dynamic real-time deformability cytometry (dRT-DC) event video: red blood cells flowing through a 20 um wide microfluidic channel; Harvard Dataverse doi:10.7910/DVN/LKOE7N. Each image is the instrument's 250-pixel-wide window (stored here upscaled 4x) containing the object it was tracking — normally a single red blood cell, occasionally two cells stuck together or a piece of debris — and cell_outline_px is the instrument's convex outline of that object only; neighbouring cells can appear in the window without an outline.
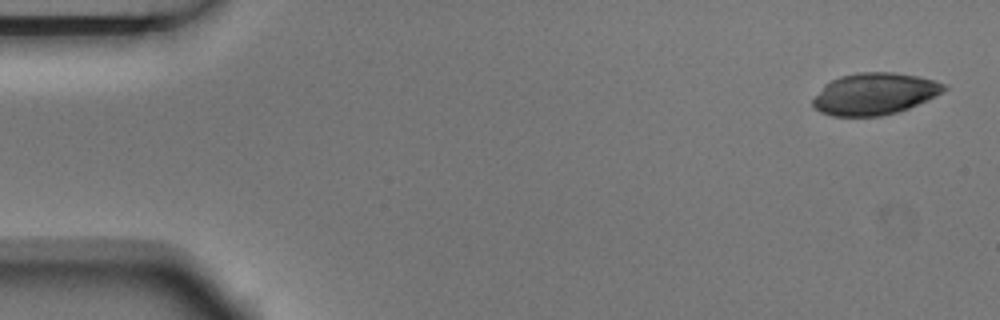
{"species": "Egyptian fruit bat (a non-hibernating species)", "species_latin": "Rousettus aegyptiacus", "temperature_condition": "room temperature", "stored_images_in_passage": 6, "camera_frame_rate_fps": 3000, "um_per_image_px": 0.085, "animal": {"sex": "male"}, "frame": {"image": 1, "passage_image": 1, "time_ms": 0.0, "image_size_px": [1000, 320], "cell_outline_px": [[948, 88], [936, 96], [928, 100], [908, 108], [896, 112], [880, 116], [832, 116], [820, 112], [812, 108], [812, 100], [824, 84], [840, 76], [860, 72], [892, 72], [916, 76], [932, 80], [944, 84]], "centroid_in_image_um": [74.3, 7.98], "position_along_channel_um": 10.7, "area_um2": 31.85}}
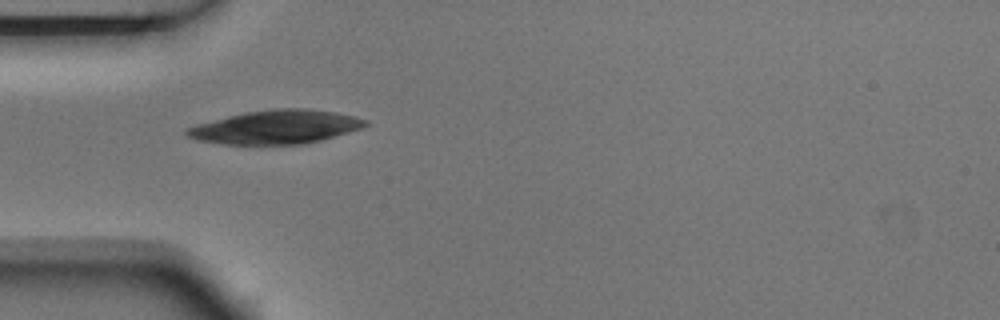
{"frame": {"image": 2, "passage_image": 5, "time_ms": 1.333, "image_size_px": [1000, 320], "cell_outline_px": [[368, 124], [364, 128], [320, 140], [300, 144], [224, 144], [196, 140], [184, 136], [184, 128], [196, 124], [244, 112], [272, 108], [308, 108], [336, 112], [356, 116], [368, 120]], "centroid_in_image_um": [23.44, 10.78], "position_along_channel_um": 61.6, "area_um2": 35.37}}
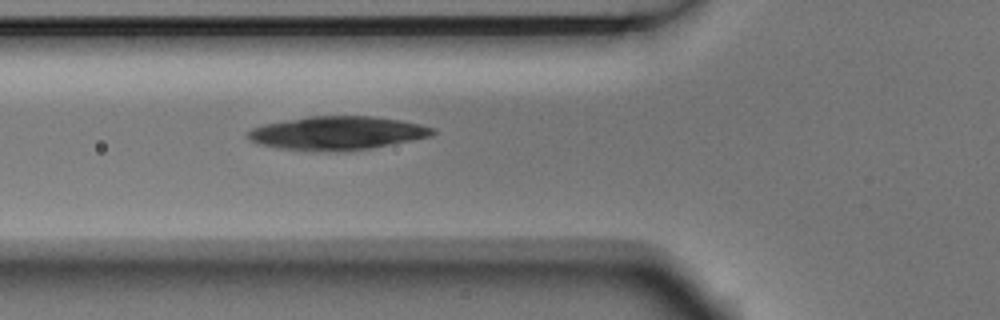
{"frame": {"image": 3, "passage_image": 6, "time_ms": 1.667, "image_size_px": [1000, 320], "cell_outline_px": [[436, 132], [432, 136], [372, 148], [344, 152], [324, 152], [280, 148], [256, 144], [248, 140], [244, 136], [252, 128], [264, 124], [308, 116], [372, 116], [400, 120], [420, 124], [432, 128]], "centroid_in_image_um": [28.62, 11.32], "position_along_channel_um": 97.2, "area_um2": 36.41}}